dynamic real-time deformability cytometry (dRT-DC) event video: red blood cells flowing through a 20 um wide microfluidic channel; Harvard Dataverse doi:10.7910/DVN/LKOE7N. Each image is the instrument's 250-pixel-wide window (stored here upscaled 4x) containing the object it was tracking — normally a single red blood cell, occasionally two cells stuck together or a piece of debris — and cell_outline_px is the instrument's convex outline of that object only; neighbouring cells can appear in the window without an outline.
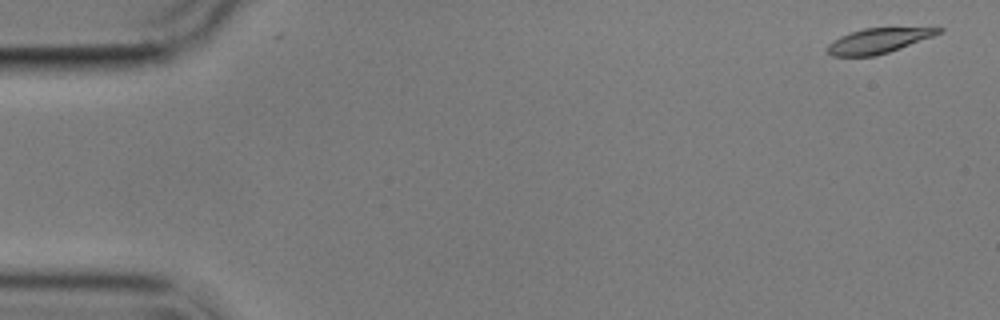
{"species": "common noctule bat (a hibernating species)", "species_latin": "Nyctalus noctula", "temperature_condition": "cold", "stored_images_in_passage": 5, "camera_frame_rate_fps": 3000, "um_per_image_px": 0.085, "animal": {"sex": "male", "body_mass_g": 17.9}, "frame": {"image": 1, "passage_image": 1, "time_ms": 0.0, "image_size_px": [1000, 320], "cell_outline_px": [[944, 28], [940, 32], [932, 36], [900, 48], [876, 56], [832, 56], [828, 52], [828, 44], [832, 40], [840, 36], [864, 28]], "centroid_in_image_um": [74.59, 3.47], "position_along_channel_um": 10.4, "area_um2": 15.78}}
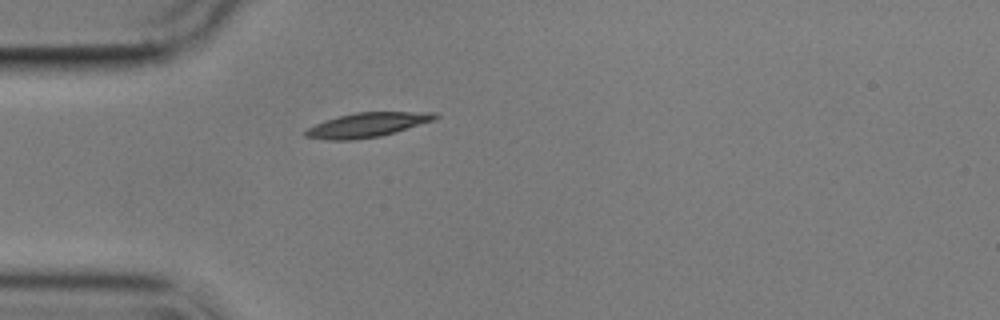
{"frame": {"image": 2, "passage_image": 5, "time_ms": 4.667, "image_size_px": [1000, 320], "cell_outline_px": [[440, 116], [436, 120], [396, 132], [380, 136], [352, 140], [328, 140], [304, 136], [304, 132], [308, 128], [324, 120], [356, 112], [436, 112]], "centroid_in_image_um": [31.26, 10.61], "position_along_channel_um": 53.7, "area_um2": 18.5}}